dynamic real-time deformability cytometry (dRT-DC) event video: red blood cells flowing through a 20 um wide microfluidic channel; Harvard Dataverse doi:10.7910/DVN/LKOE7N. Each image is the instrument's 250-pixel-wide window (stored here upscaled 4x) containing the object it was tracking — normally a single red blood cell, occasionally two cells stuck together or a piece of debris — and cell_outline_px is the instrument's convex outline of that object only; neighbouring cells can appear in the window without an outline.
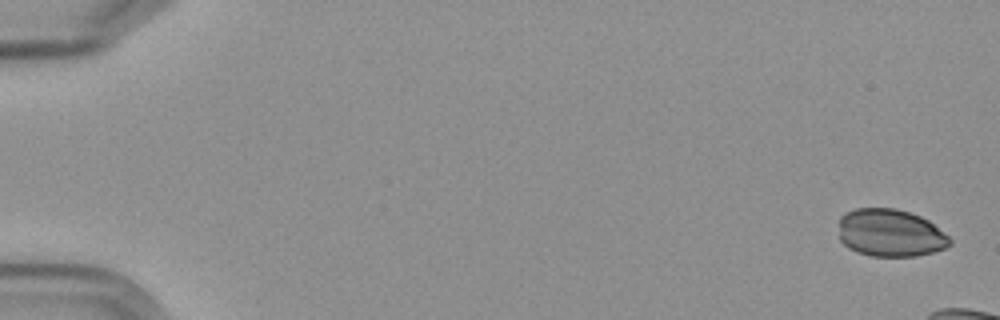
{"species": "Egyptian fruit bat (a non-hibernating species)", "species_latin": "Rousettus aegyptiacus", "temperature_condition": "cold", "stored_images_in_passage": 8, "camera_frame_rate_fps": 3000, "um_per_image_px": 0.085, "frame": {"image": 1, "passage_image": 1, "time_ms": 0.0, "image_size_px": [1000, 320], "cell_outline_px": [[952, 244], [944, 248], [932, 252], [916, 256], [872, 256], [856, 252], [848, 248], [840, 240], [840, 216], [856, 208], [896, 208], [920, 216], [928, 220], [948, 236], [952, 240]], "centroid_in_image_um": [75.67, 19.8], "position_along_channel_um": 9.3, "area_um2": 30.75}}
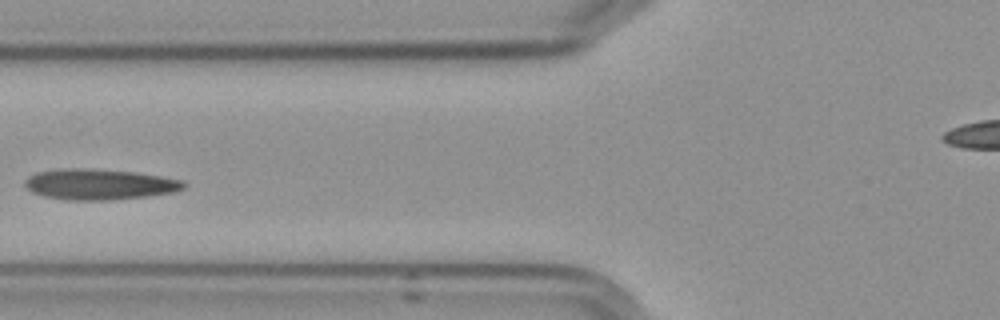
{"frame": {"image": 2, "passage_image": 8, "time_ms": 9.333, "image_size_px": [1000, 320], "cell_outline_px": [[188, 184], [184, 188], [172, 192], [148, 196], [108, 200], [68, 200], [44, 196], [32, 192], [24, 184], [24, 180], [28, 176], [36, 172], [72, 168], [80, 168], [132, 172], [160, 176], [184, 180]], "centroid_in_image_um": [8.45, 15.67], "position_along_channel_um": 117.4, "area_um2": 28.21}}